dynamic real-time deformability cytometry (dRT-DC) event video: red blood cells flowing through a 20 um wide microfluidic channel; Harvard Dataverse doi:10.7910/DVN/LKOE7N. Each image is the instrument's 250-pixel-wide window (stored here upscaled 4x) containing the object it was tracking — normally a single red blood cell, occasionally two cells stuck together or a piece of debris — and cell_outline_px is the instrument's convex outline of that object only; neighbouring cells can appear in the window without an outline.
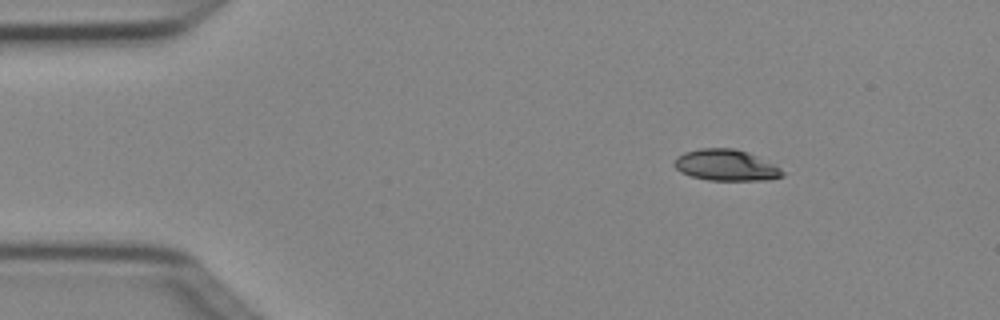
{"species": "Egyptian fruit bat (a non-hibernating species)", "species_latin": "Rousettus aegyptiacus", "temperature_condition": "cold", "stored_images_in_passage": 3, "camera_frame_rate_fps": 3000, "um_per_image_px": 0.085, "animal": {"sex": "female"}, "frame": {"image": 1, "passage_image": 1, "time_ms": 0.0, "image_size_px": [1000, 320], "cell_outline_px": [[788, 172], [784, 176], [768, 180], [708, 180], [692, 176], [680, 172], [672, 164], [676, 156], [684, 152], [700, 148], [736, 148], [748, 152]], "centroid_in_image_um": [61.7, 14.04], "position_along_channel_um": 23.3, "area_um2": 19.83}}